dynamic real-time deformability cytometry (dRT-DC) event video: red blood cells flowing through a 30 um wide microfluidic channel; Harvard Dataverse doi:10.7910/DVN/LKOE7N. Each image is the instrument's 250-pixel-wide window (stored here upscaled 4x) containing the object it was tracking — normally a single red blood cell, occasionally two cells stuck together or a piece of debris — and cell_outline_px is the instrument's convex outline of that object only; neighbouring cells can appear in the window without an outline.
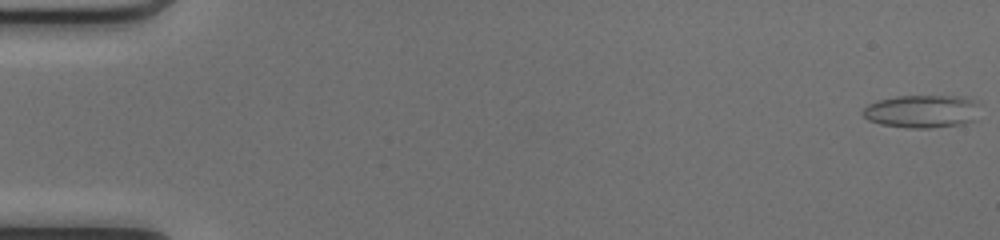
{"species": "common noctule bat (a hibernating species)", "species_latin": "Nyctalus noctula", "temperature_condition": "cold", "stored_images_in_passage": 49, "camera_frame_rate_fps": 3000, "um_per_image_px": 0.085, "animal": {"sex": "female", "body_mass_g": 17.0, "forearm_length_mm": 48.0}, "frame": {"image": 1, "passage_image": 1, "time_ms": 0.0, "image_size_px": [1000, 240], "cell_outline_px": [[976, 104], [972, 120], [960, 124], [932, 128], [908, 128], [880, 124], [868, 120], [864, 116], [864, 108], [868, 104], [880, 100], [900, 96], [956, 96], [968, 100]], "centroid_in_image_um": [78.26, 9.48], "position_along_channel_um": 6.7, "area_um2": 21.68}}
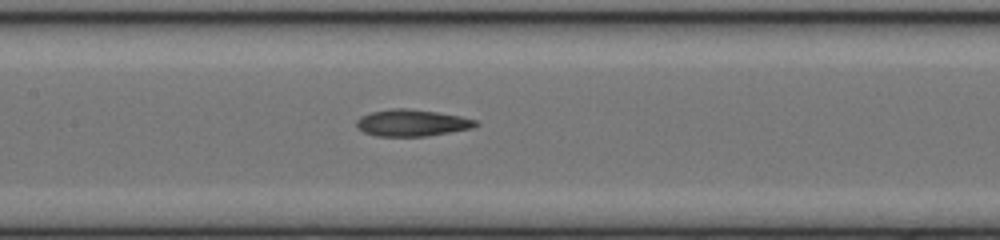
{"frame": {"image": 2, "passage_image": 25, "time_ms": 8.0, "image_size_px": [1000, 240], "cell_outline_px": [[480, 124], [472, 128], [424, 136], [376, 136], [364, 132], [356, 128], [356, 120], [360, 116], [372, 112], [392, 108], [408, 108], [436, 112], [460, 116], [476, 120]], "centroid_in_image_um": [34.98, 10.44], "position_along_channel_um": 172.4, "area_um2": 18.5}}
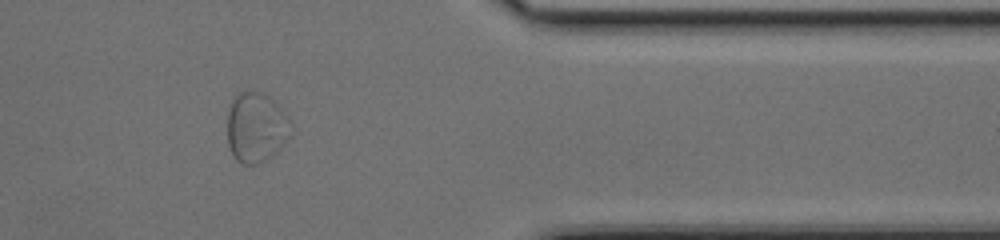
{"frame": {"image": 3, "passage_image": 42, "time_ms": 13.667, "image_size_px": [1000, 240], "cell_outline_px": [[288, 136], [284, 144], [276, 152], [264, 160], [256, 164], [240, 164], [236, 160], [228, 144], [228, 112], [232, 100], [236, 92], [256, 92], [268, 96], [288, 116]], "centroid_in_image_um": [21.72, 10.84], "position_along_channel_um": 389.7, "area_um2": 25.32}}